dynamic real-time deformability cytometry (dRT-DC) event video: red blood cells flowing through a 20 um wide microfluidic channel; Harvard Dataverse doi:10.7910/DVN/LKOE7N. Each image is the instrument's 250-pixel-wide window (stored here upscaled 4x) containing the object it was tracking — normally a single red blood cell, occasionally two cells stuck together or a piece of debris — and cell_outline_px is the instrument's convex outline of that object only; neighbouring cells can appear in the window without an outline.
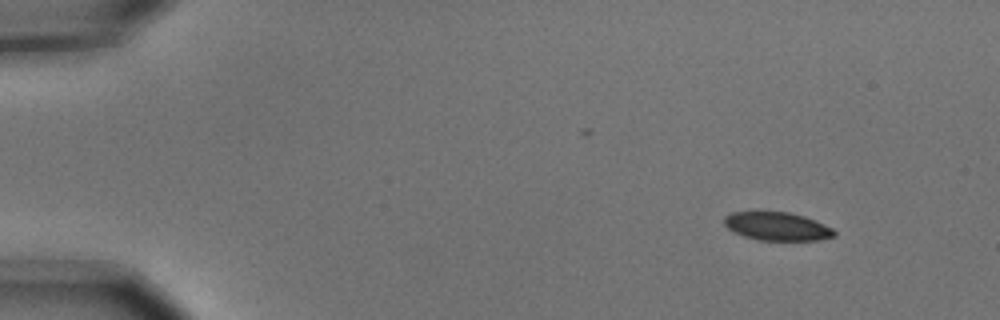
{"species": "common noctule bat (a hibernating species)", "species_latin": "Nyctalus noctula", "temperature_condition": "cold", "stored_images_in_passage": 3, "camera_frame_rate_fps": 3000, "um_per_image_px": 0.085, "animal": {"sex": "male", "body_mass_g": 15.6}, "frame": {"image": 1, "passage_image": 1, "time_ms": 0.0, "image_size_px": [1000, 320], "cell_outline_px": [[836, 236], [816, 240], [760, 240], [744, 236], [728, 228], [724, 224], [724, 216], [732, 212], [756, 208], [792, 212], [816, 220], [832, 228], [836, 232]], "centroid_in_image_um": [66.01, 19.17], "position_along_channel_um": 19.0, "area_um2": 18.96}}